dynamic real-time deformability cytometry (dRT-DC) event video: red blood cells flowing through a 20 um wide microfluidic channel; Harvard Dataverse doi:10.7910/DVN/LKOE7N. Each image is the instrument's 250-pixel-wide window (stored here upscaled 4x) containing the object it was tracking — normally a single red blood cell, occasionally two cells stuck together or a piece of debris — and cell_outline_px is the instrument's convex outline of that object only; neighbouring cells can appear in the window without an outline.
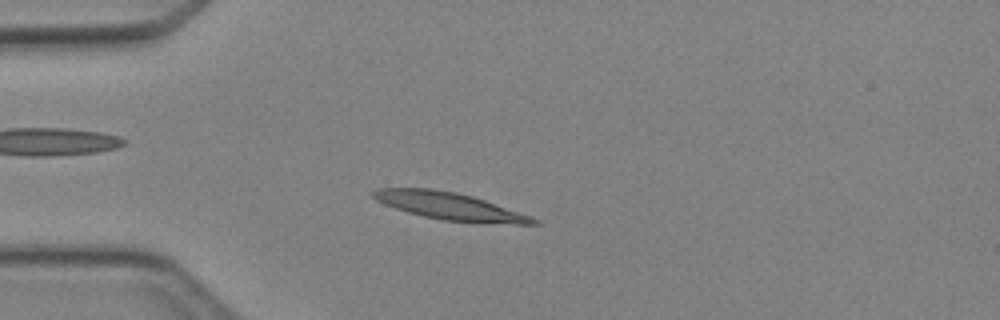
{"species": "Egyptian fruit bat (a non-hibernating species)", "species_latin": "Rousettus aegyptiacus", "temperature_condition": "cold", "stored_images_in_passage": 4, "camera_frame_rate_fps": 3000, "um_per_image_px": 0.085, "animal": {"sex": "female"}, "frame": {"image": 1, "passage_image": 3, "time_ms": 2.333, "image_size_px": [1000, 320], "cell_outline_px": [[540, 224], [516, 224], [444, 220], [424, 216], [408, 212], [384, 204], [376, 200], [368, 192], [376, 188], [432, 188], [456, 192], [472, 196], [532, 216], [540, 220]], "centroid_in_image_um": [38.2, 17.51], "position_along_channel_um": 46.8, "area_um2": 25.32}}